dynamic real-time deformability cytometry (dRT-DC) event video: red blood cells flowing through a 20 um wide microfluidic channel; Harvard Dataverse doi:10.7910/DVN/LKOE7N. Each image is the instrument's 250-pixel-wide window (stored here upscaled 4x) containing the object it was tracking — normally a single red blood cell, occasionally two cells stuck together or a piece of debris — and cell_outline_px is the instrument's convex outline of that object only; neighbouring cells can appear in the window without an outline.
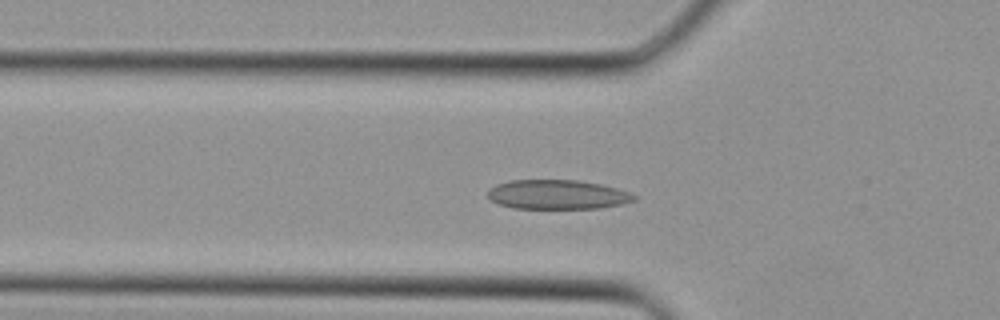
{"species": "Egyptian fruit bat (a non-hibernating species)", "species_latin": "Rousettus aegyptiacus", "temperature_condition": "cold", "stored_images_in_passage": 33, "camera_frame_rate_fps": 3000, "um_per_image_px": 0.085, "animal": {"sex": "female"}, "frame": {"image": 1, "passage_image": 10, "time_ms": 3.0, "image_size_px": [1000, 320], "cell_outline_px": [[636, 200], [620, 204], [600, 208], [512, 208], [496, 204], [488, 196], [488, 188], [496, 184], [512, 180], [576, 180], [600, 184], [632, 192], [636, 196]], "centroid_in_image_um": [47.36, 16.53], "position_along_channel_um": 78.4, "area_um2": 25.09}}
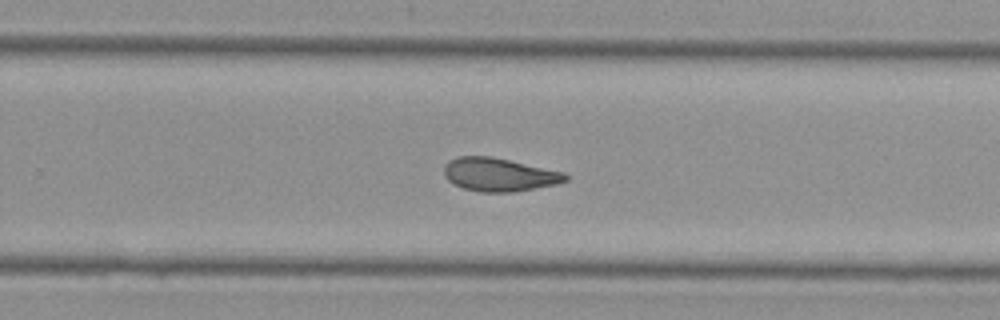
{"frame": {"image": 2, "passage_image": 21, "time_ms": 6.667, "image_size_px": [1000, 320], "cell_outline_px": [[572, 176], [568, 180], [556, 184], [512, 192], [480, 192], [464, 188], [448, 180], [444, 176], [444, 168], [448, 160], [456, 156], [492, 156], [564, 172]], "centroid_in_image_um": [42.44, 14.83], "position_along_channel_um": 287.4, "area_um2": 23.64}}
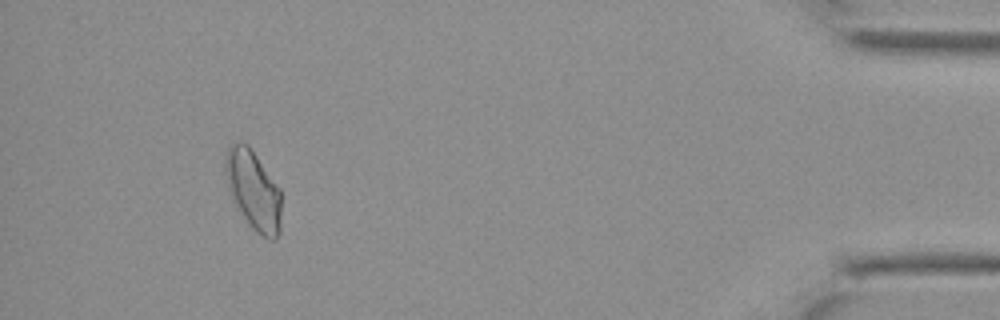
{"frame": {"image": 3, "passage_image": 31, "time_ms": 10.0, "image_size_px": [1000, 320], "cell_outline_px": [[280, 232], [276, 240], [268, 240], [256, 232], [252, 228], [232, 200], [228, 188], [224, 168], [224, 156], [228, 148], [232, 144], [248, 144], [280, 188]], "centroid_in_image_um": [21.53, 16.19], "position_along_channel_um": 413.7, "area_um2": 25.84}}